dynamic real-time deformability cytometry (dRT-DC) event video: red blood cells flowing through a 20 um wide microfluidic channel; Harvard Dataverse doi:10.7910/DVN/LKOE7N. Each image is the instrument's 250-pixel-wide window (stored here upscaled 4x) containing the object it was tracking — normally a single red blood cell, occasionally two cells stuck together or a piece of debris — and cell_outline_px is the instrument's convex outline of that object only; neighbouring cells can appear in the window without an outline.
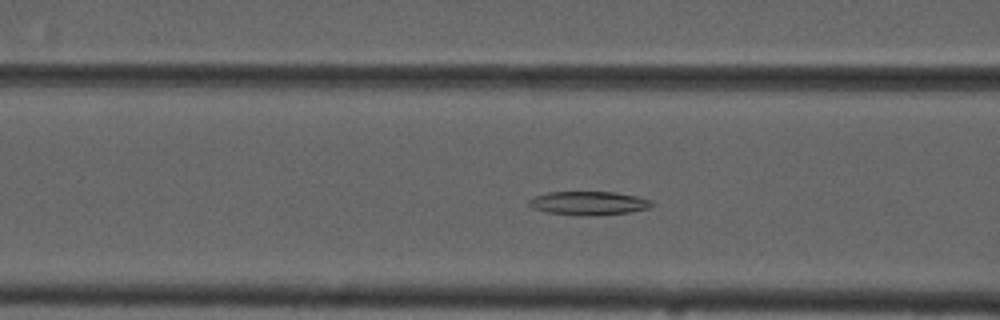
{"species": "common noctule bat (a hibernating species)", "species_latin": "Nyctalus noctula", "temperature_condition": "cold", "stored_images_in_passage": 50, "camera_frame_rate_fps": 3000, "um_per_image_px": 0.085, "animal": {"sex": "male", "forearm_length_mm": 52.5}, "frame": {"image": 1, "passage_image": 17, "time_ms": 5.333, "image_size_px": [1000, 320], "cell_outline_px": [[656, 204], [648, 208], [628, 212], [584, 216], [580, 216], [548, 212], [532, 208], [528, 204], [528, 200], [536, 196], [548, 192], [612, 192], [636, 196], [652, 200]], "centroid_in_image_um": [50.04, 17.27], "position_along_channel_um": 116.6, "area_um2": 16.82}}
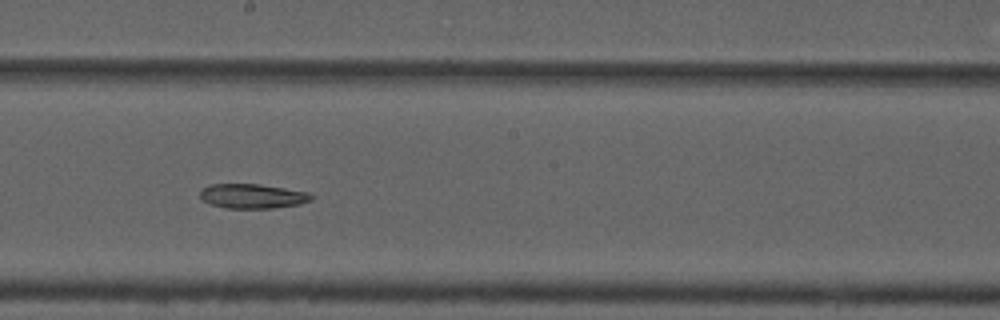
{"frame": {"image": 2, "passage_image": 26, "time_ms": 8.333, "image_size_px": [1000, 320], "cell_outline_px": [[316, 196], [312, 200], [300, 204], [272, 208], [228, 208], [208, 204], [200, 200], [200, 192], [208, 184], [260, 184], [308, 192]], "centroid_in_image_um": [21.46, 16.67], "position_along_channel_um": 226.7, "area_um2": 16.07}}
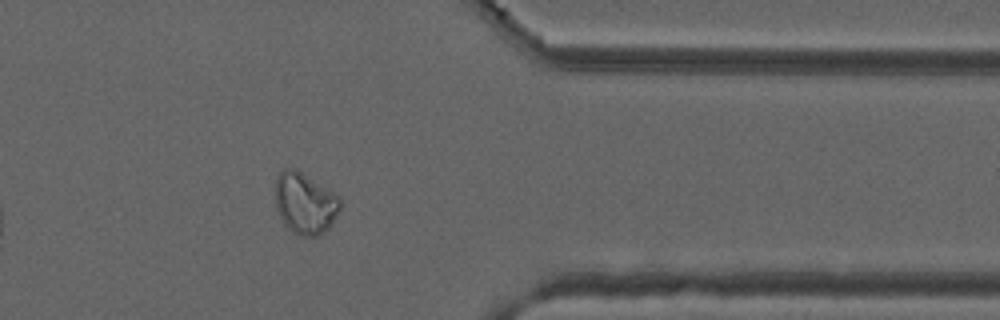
{"frame": {"image": 3, "passage_image": 40, "time_ms": 13.0, "image_size_px": [1000, 320], "cell_outline_px": [[340, 208], [332, 224], [324, 232], [316, 236], [300, 236], [292, 232], [284, 224], [276, 208], [276, 176], [284, 168], [296, 168], [340, 196]], "centroid_in_image_um": [25.92, 17.27], "position_along_channel_um": 385.5, "area_um2": 23.29}}